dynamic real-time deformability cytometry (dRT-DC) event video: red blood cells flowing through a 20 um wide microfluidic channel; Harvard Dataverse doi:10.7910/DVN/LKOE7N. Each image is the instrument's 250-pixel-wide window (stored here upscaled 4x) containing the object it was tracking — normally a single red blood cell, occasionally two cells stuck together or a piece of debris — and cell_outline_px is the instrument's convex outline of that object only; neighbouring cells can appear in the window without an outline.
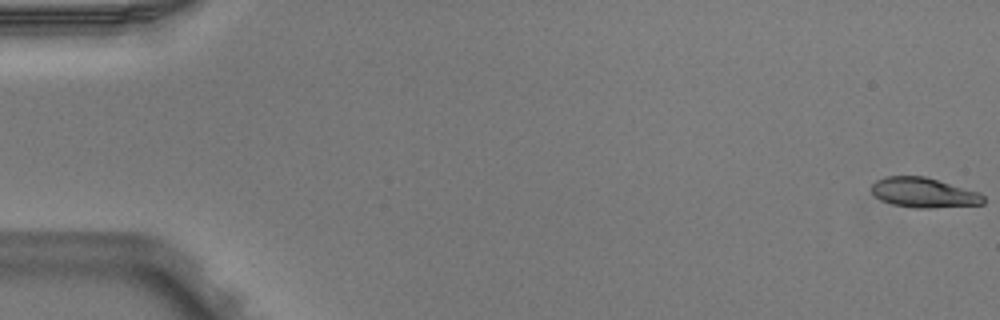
{"species": "Egyptian fruit bat (a non-hibernating species)", "species_latin": "Rousettus aegyptiacus", "temperature_condition": "warm", "stored_images_in_passage": 5, "camera_frame_rate_fps": 3000, "um_per_image_px": 0.085, "animal": {"sex": "male"}, "frame": {"image": 1, "passage_image": 1, "time_ms": 0.0, "image_size_px": [1000, 320], "cell_outline_px": [[984, 204], [932, 208], [916, 208], [892, 204], [880, 200], [872, 192], [872, 184], [876, 180], [884, 176], [924, 176], [980, 192], [984, 196]], "centroid_in_image_um": [78.52, 16.37], "position_along_channel_um": 6.5, "area_um2": 19.54}}
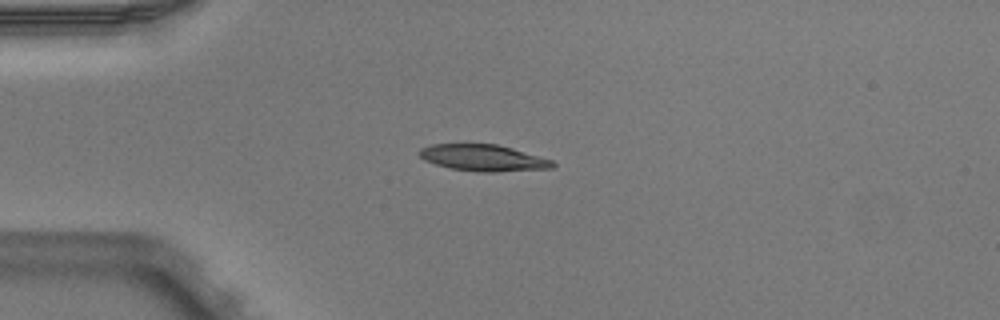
{"frame": {"image": 2, "passage_image": 4, "time_ms": 1.0, "image_size_px": [1000, 320], "cell_outline_px": [[556, 164], [552, 168], [496, 172], [476, 172], [448, 168], [424, 160], [420, 156], [420, 148], [432, 144], [496, 144], [512, 148], [552, 160]], "centroid_in_image_um": [41.06, 13.42], "position_along_channel_um": 43.9, "area_um2": 20.52}}
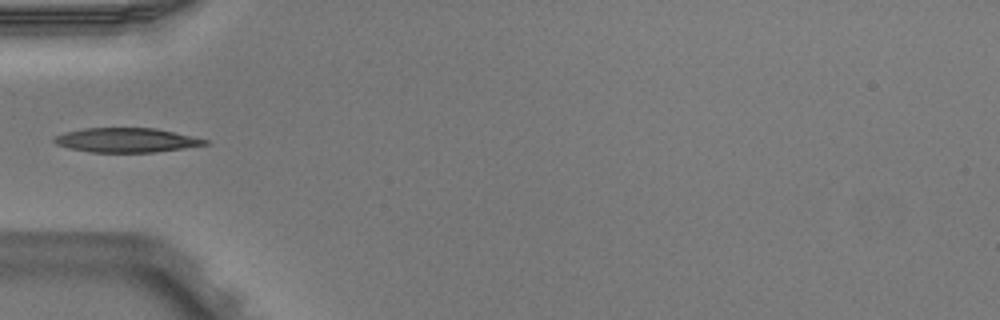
{"frame": {"image": 3, "passage_image": 5, "time_ms": 1.333, "image_size_px": [1000, 320], "cell_outline_px": [[208, 144], [184, 148], [152, 152], [92, 152], [68, 148], [56, 144], [52, 140], [56, 136], [64, 132], [84, 128], [156, 128], [192, 136], [208, 140]], "centroid_in_image_um": [10.72, 11.91], "position_along_channel_um": 74.3, "area_um2": 21.27}}